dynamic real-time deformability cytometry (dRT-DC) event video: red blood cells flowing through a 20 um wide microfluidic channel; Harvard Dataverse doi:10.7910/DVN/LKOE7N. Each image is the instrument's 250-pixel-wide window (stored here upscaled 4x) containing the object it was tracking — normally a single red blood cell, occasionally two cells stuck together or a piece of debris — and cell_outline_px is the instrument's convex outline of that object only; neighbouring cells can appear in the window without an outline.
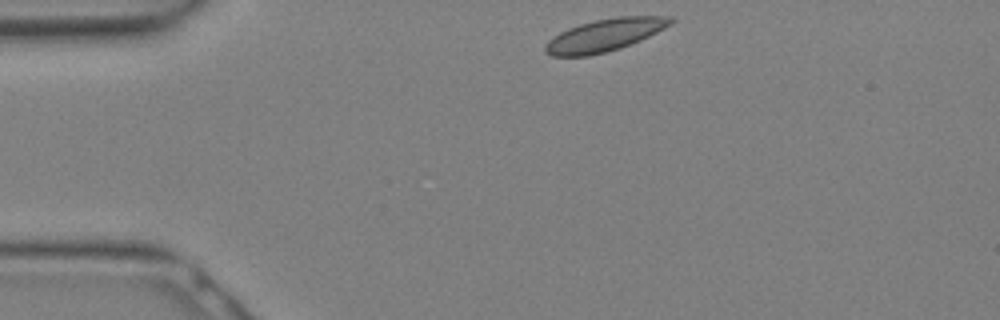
{"species": "Egyptian fruit bat (a non-hibernating species)", "species_latin": "Rousettus aegyptiacus", "temperature_condition": "warm", "stored_images_in_passage": 6, "camera_frame_rate_fps": 3000, "um_per_image_px": 0.085, "animal": {"sex": "female"}, "frame": {"image": 1, "passage_image": 1, "time_ms": 0.0, "image_size_px": [1000, 320], "cell_outline_px": [[676, 20], [672, 24], [640, 40], [620, 48], [588, 56], [552, 56], [544, 52], [544, 48], [548, 40], [560, 32], [568, 28], [580, 24], [596, 20], [616, 16], [672, 16]], "centroid_in_image_um": [51.4, 2.98], "position_along_channel_um": 33.6, "area_um2": 23.58}}
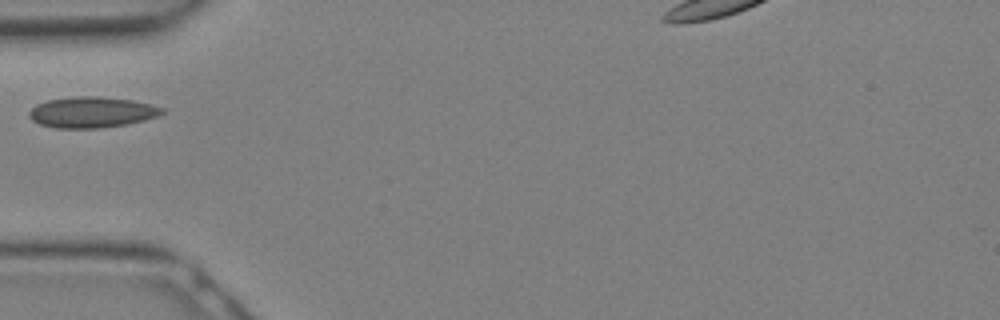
{"frame": {"image": 2, "passage_image": 5, "time_ms": 1.333, "image_size_px": [1000, 320], "cell_outline_px": [[164, 112], [156, 116], [144, 120], [128, 124], [100, 128], [56, 128], [40, 124], [32, 120], [28, 116], [28, 112], [36, 104], [48, 100], [76, 96], [100, 96], [132, 100], [152, 104], [164, 108]], "centroid_in_image_um": [7.8, 9.54], "position_along_channel_um": 77.2, "area_um2": 23.99}}